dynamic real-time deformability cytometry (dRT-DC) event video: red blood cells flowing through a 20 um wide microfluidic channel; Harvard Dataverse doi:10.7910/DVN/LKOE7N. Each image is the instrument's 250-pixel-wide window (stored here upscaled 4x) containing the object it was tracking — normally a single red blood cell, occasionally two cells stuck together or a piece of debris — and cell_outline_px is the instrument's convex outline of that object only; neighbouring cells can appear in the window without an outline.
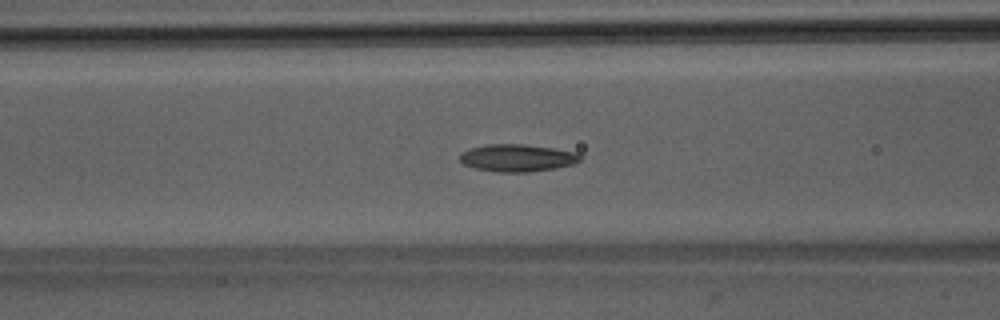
{"species": "Egyptian fruit bat (a non-hibernating species)", "species_latin": "Rousettus aegyptiacus", "temperature_condition": "room temperature", "stored_images_in_passage": 36, "camera_frame_rate_fps": 3000, "um_per_image_px": 0.085, "animal": {"sex": "male"}, "frame": {"image": 1, "passage_image": 20, "time_ms": 6.333, "image_size_px": [1000, 320], "cell_outline_px": [[584, 156], [580, 160], [572, 164], [556, 168], [528, 172], [496, 172], [472, 168], [464, 164], [460, 160], [460, 152], [468, 148], [488, 144], [524, 144], [552, 148], [576, 152]], "centroid_in_image_um": [43.94, 13.42], "position_along_channel_um": 122.7, "area_um2": 19.36}}
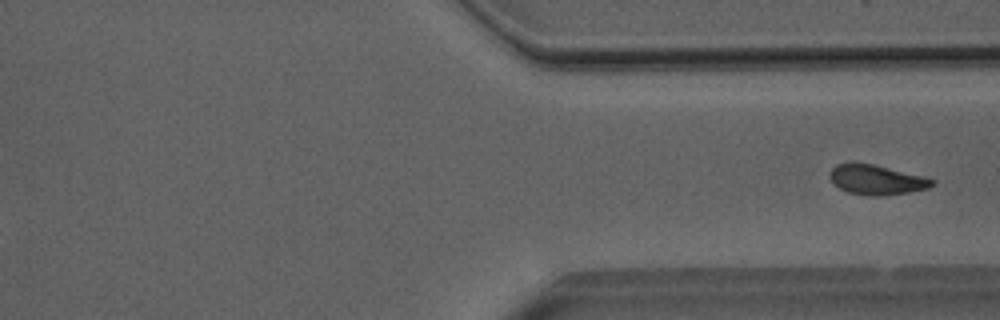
{"frame": {"image": 2, "passage_image": 36, "time_ms": 11.667, "image_size_px": [1000, 320], "cell_outline_px": [[936, 184], [928, 188], [908, 192], [884, 196], [872, 196], [848, 192], [832, 184], [828, 176], [828, 172], [836, 164], [872, 164], [936, 180]], "centroid_in_image_um": [74.47, 15.3], "position_along_channel_um": 336.9, "area_um2": 17.51}}